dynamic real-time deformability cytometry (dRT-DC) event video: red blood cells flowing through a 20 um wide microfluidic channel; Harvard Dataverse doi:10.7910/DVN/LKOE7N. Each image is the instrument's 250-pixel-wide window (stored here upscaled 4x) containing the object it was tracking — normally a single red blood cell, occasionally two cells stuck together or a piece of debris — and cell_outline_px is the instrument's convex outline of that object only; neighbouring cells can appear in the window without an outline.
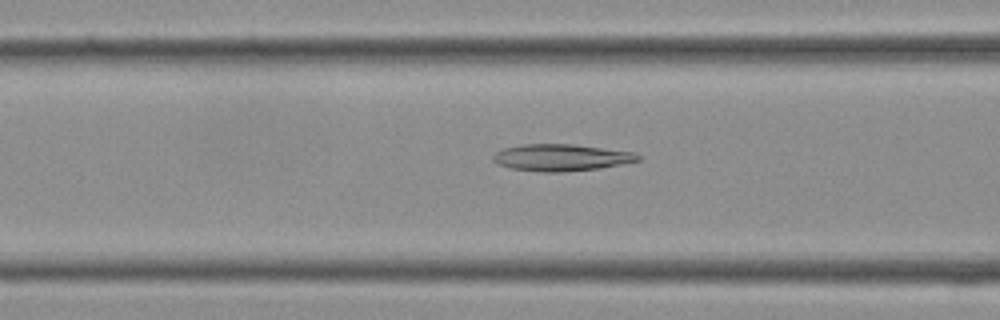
{"species": "Egyptian fruit bat (a non-hibernating species)", "species_latin": "Rousettus aegyptiacus", "temperature_condition": "cold", "stored_images_in_passage": 37, "camera_frame_rate_fps": 3000, "um_per_image_px": 0.085, "frame": {"image": 1, "passage_image": 14, "time_ms": 4.333, "image_size_px": [1000, 320], "cell_outline_px": [[640, 160], [600, 168], [560, 172], [540, 172], [512, 168], [496, 164], [492, 160], [492, 156], [496, 152], [504, 148], [520, 144], [572, 144], [636, 152], [640, 156]], "centroid_in_image_um": [47.68, 13.38], "position_along_channel_um": 118.9, "area_um2": 22.66}}
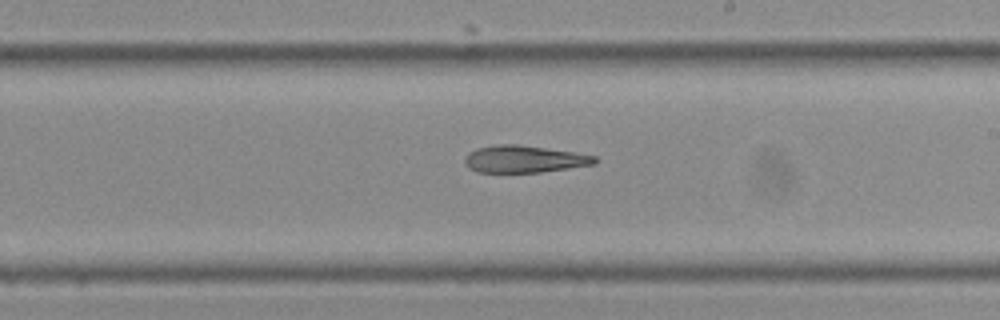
{"frame": {"image": 2, "passage_image": 21, "time_ms": 6.667, "image_size_px": [1000, 320], "cell_outline_px": [[600, 160], [596, 164], [540, 172], [476, 172], [468, 168], [464, 164], [464, 160], [468, 152], [476, 148], [500, 144], [516, 144], [572, 152], [596, 156]], "centroid_in_image_um": [44.53, 13.53], "position_along_channel_um": 244.5, "area_um2": 20.52}}
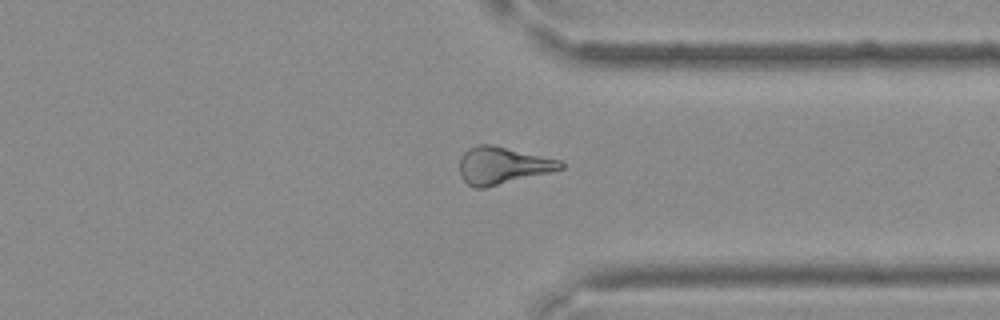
{"frame": {"image": 3, "passage_image": 28, "time_ms": 9.0, "image_size_px": [1000, 320], "cell_outline_px": [[564, 168], [552, 172], [484, 188], [476, 188], [468, 184], [460, 176], [460, 156], [468, 148], [476, 144], [492, 144], [560, 160], [564, 164]], "centroid_in_image_um": [42.7, 14.06], "position_along_channel_um": 368.7, "area_um2": 21.96}}